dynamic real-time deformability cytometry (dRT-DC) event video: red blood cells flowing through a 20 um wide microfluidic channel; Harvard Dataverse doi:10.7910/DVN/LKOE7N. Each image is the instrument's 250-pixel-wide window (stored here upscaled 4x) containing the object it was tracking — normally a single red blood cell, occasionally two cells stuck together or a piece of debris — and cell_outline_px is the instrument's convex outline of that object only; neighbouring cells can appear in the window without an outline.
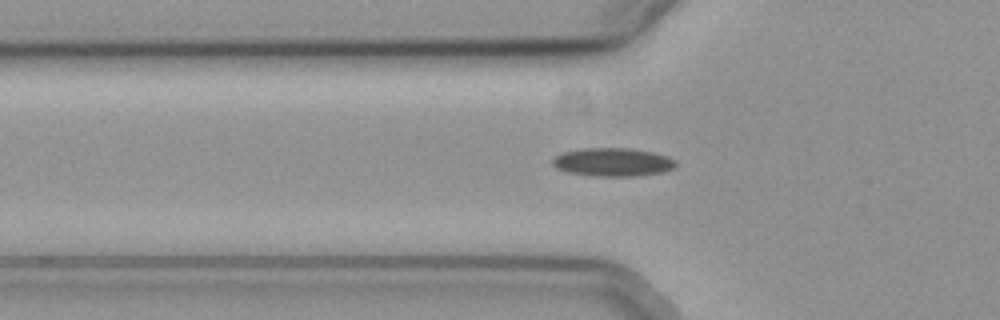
{"species": "common noctule bat (a hibernating species)", "species_latin": "Nyctalus noctula", "temperature_condition": "cold", "stored_images_in_passage": 40, "camera_frame_rate_fps": 3000, "um_per_image_px": 0.085, "animal": {"sex": "female", "body_mass_g": 19.3, "forearm_length_mm": 54.1}, "frame": {"image": 1, "passage_image": 3, "time_ms": 0.667, "image_size_px": [1000, 320], "cell_outline_px": [[676, 168], [660, 172], [636, 176], [596, 176], [568, 172], [556, 168], [552, 164], [552, 160], [556, 156], [564, 152], [584, 148], [628, 148], [652, 152], [668, 156], [676, 160]], "centroid_in_image_um": [52.11, 13.78], "position_along_channel_um": 73.7, "area_um2": 20.29}}
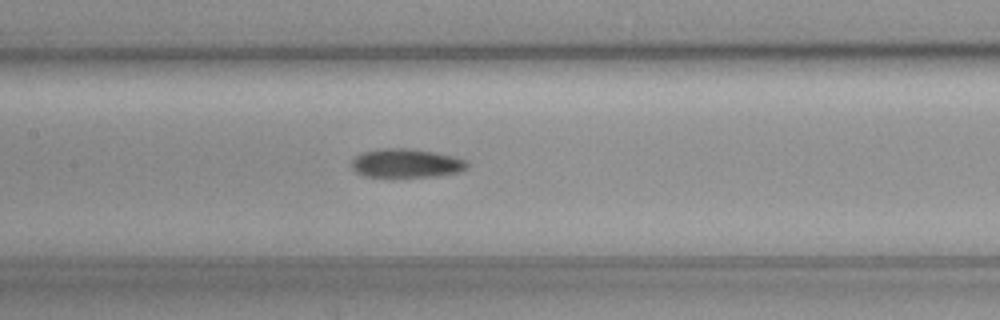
{"frame": {"image": 2, "passage_image": 11, "time_ms": 3.333, "image_size_px": [1000, 320], "cell_outline_px": [[468, 168], [460, 172], [440, 176], [364, 176], [356, 172], [352, 168], [352, 160], [356, 156], [364, 152], [384, 148], [408, 148], [432, 152], [452, 156], [468, 160]], "centroid_in_image_um": [34.57, 13.87], "position_along_channel_um": 172.8, "area_um2": 19.25}}
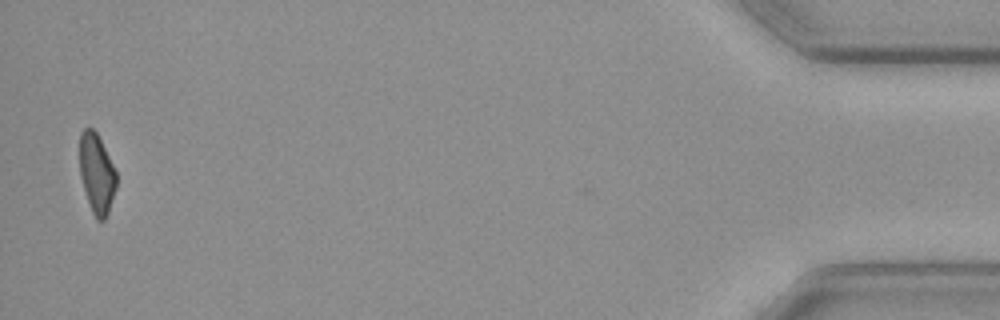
{"frame": {"image": 3, "passage_image": 39, "time_ms": 12.667, "image_size_px": [1000, 320], "cell_outline_px": [[116, 188], [108, 212], [104, 220], [96, 220], [92, 212], [80, 176], [80, 132], [84, 128], [92, 128], [96, 132], [116, 172]], "centroid_in_image_um": [8.21, 14.76], "position_along_channel_um": 427.0, "area_um2": 16.7}}